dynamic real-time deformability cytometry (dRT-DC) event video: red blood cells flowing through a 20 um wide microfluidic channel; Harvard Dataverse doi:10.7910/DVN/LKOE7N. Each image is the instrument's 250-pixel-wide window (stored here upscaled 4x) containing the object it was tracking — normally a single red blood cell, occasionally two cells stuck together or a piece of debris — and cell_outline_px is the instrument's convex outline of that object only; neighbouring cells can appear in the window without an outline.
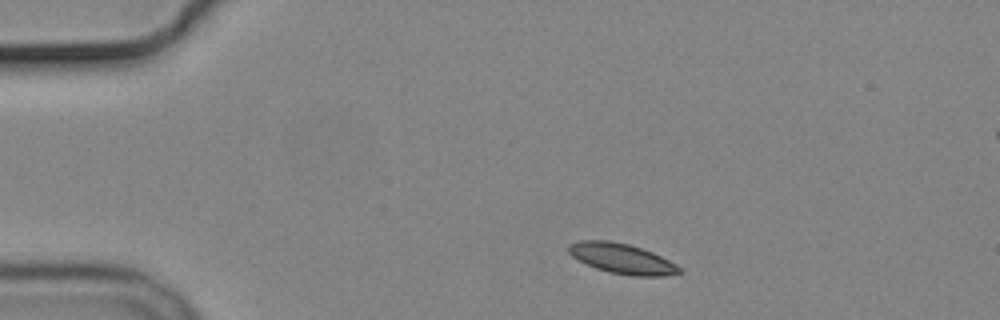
{"species": "common noctule bat (a hibernating species)", "species_latin": "Nyctalus noctula", "temperature_condition": "cold", "stored_images_in_passage": 4, "segment_of_instrument_passage": [1, 2], "camera_frame_rate_fps": 3000, "um_per_image_px": 0.085, "animal": {"sex": "male", "body_mass_g": 19.2, "forearm_length_mm": 51.8}, "frame": {"image": 1, "passage_image": 1, "time_ms": 0.0, "image_size_px": [1000, 320], "cell_outline_px": [[684, 272], [664, 276], [632, 276], [608, 272], [596, 268], [572, 256], [568, 252], [568, 244], [580, 240], [608, 240], [628, 244], [652, 252], [684, 268]], "centroid_in_image_um": [52.89, 21.99], "position_along_channel_um": 32.1, "area_um2": 19.48}}